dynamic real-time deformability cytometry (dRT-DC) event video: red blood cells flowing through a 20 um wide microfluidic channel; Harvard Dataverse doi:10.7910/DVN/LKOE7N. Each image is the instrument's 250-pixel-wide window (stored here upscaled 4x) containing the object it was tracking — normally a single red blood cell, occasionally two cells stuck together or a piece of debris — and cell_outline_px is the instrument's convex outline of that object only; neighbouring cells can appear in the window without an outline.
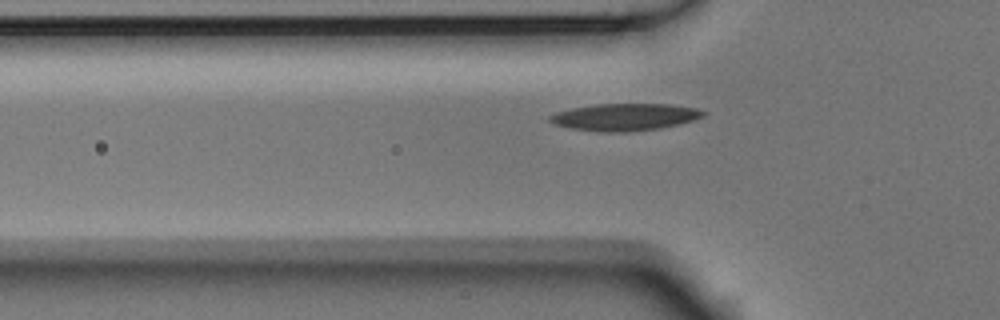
{"species": "Egyptian fruit bat (a non-hibernating species)", "species_latin": "Rousettus aegyptiacus", "temperature_condition": "room temperature", "stored_images_in_passage": 40, "camera_frame_rate_fps": 3000, "um_per_image_px": 0.085, "animal": {"sex": "male"}, "frame": {"image": 1, "passage_image": 8, "time_ms": 2.333, "image_size_px": [1000, 320], "cell_outline_px": [[708, 112], [704, 116], [680, 124], [660, 128], [628, 132], [600, 132], [572, 128], [556, 124], [548, 120], [548, 116], [556, 112], [572, 108], [596, 104], [668, 104], [696, 108]], "centroid_in_image_um": [53.12, 9.95], "position_along_channel_um": 72.7, "area_um2": 24.22}}
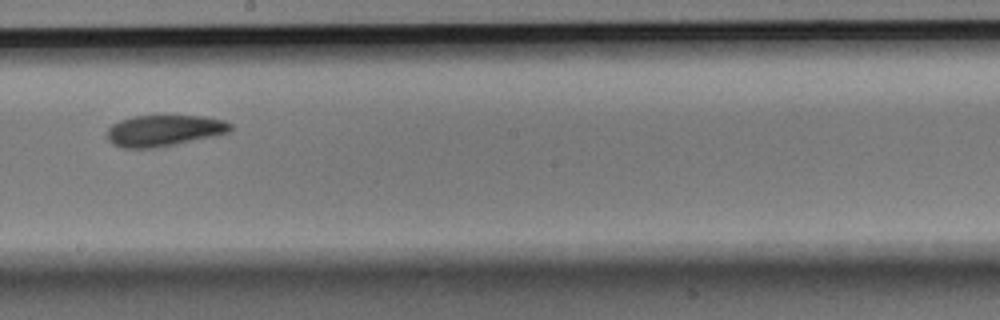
{"frame": {"image": 2, "passage_image": 21, "time_ms": 6.667, "image_size_px": [1000, 320], "cell_outline_px": [[232, 132], [176, 144], [156, 148], [120, 148], [112, 144], [108, 140], [108, 128], [112, 124], [120, 120], [136, 116], [204, 116], [224, 120], [232, 124]], "centroid_in_image_um": [13.96, 11.1], "position_along_channel_um": 234.2, "area_um2": 22.54}}
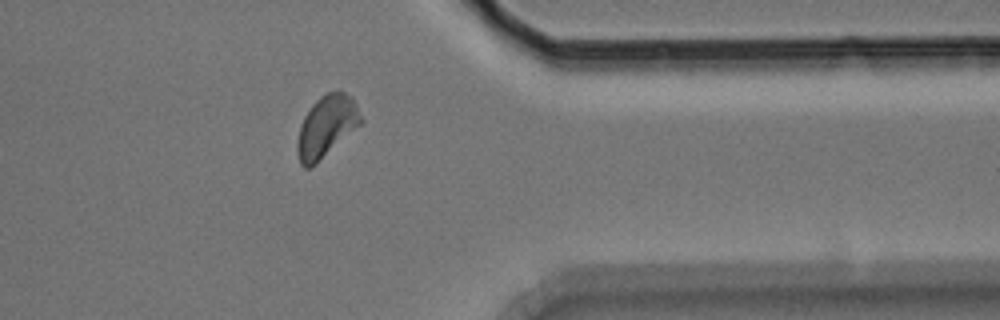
{"frame": {"image": 3, "passage_image": 34, "time_ms": 11.0, "image_size_px": [1000, 320], "cell_outline_px": [[364, 120], [360, 124], [308, 168], [304, 168], [300, 164], [296, 152], [296, 144], [300, 128], [304, 116], [312, 104], [320, 96], [328, 92], [340, 88], [352, 96]], "centroid_in_image_um": [27.74, 10.66], "position_along_channel_um": 383.7, "area_um2": 22.43}, "authors_computed_cell_mechanics": {"area_um2": 22.3108, "velocity_mm_per_s": 3.7143, "shape_relaxation_time_tau1_ms": 4.6508, "shape_relaxation_time_tau2_ms": 4.7584, "deformation_change_tau1": 0.1368, "deformation_change_tau2": 0.0977}}